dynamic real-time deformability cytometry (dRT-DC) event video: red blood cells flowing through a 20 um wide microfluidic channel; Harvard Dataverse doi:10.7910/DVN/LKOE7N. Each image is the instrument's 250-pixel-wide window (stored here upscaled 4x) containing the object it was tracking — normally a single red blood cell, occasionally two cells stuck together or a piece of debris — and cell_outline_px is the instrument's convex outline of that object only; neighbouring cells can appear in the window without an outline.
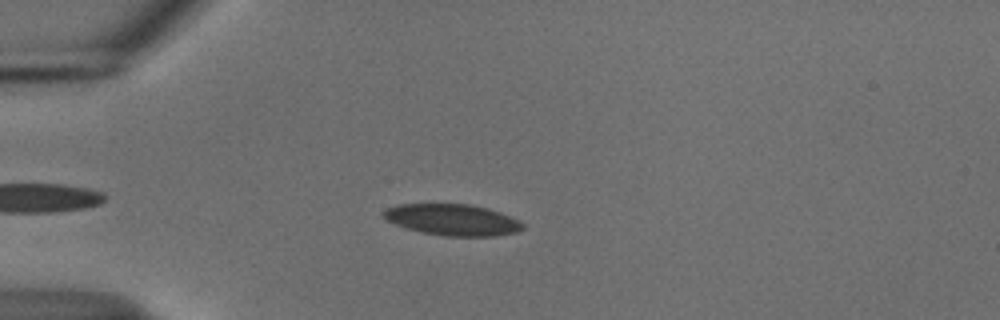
{"species": "common noctule bat (a hibernating species)", "species_latin": "Nyctalus noctula", "temperature_condition": "cold", "stored_images_in_passage": 43, "camera_frame_rate_fps": 3000, "um_per_image_px": 0.085, "animal": {"sex": "male", "body_mass_g": 18.8}, "frame": {"image": 1, "passage_image": 7, "time_ms": 2.0, "image_size_px": [1000, 320], "cell_outline_px": [[524, 228], [516, 232], [496, 236], [444, 236], [420, 232], [384, 220], [380, 212], [396, 204], [468, 204], [488, 208], [500, 212], [520, 220], [524, 224]], "centroid_in_image_um": [38.45, 18.68], "position_along_channel_um": 46.5, "area_um2": 25.61}}
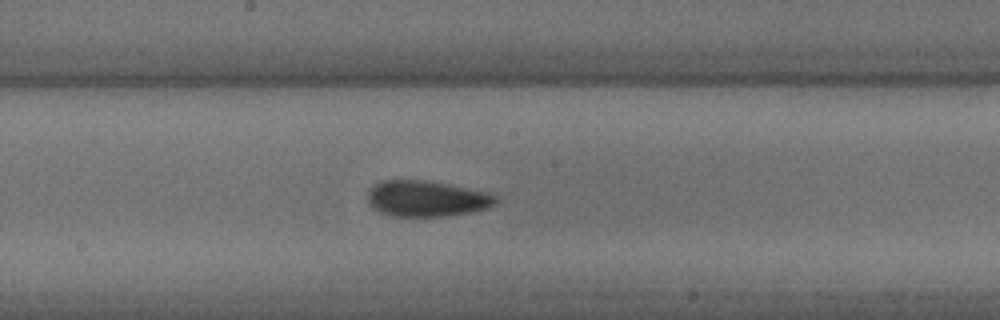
{"frame": {"image": 2, "passage_image": 22, "time_ms": 7.0, "image_size_px": [1000, 320], "cell_outline_px": [[496, 204], [488, 208], [468, 212], [444, 216], [388, 216], [372, 208], [368, 204], [368, 192], [376, 184], [384, 180], [428, 180], [488, 192], [496, 196]], "centroid_in_image_um": [36.24, 16.88], "position_along_channel_um": 212.0, "area_um2": 26.76}}
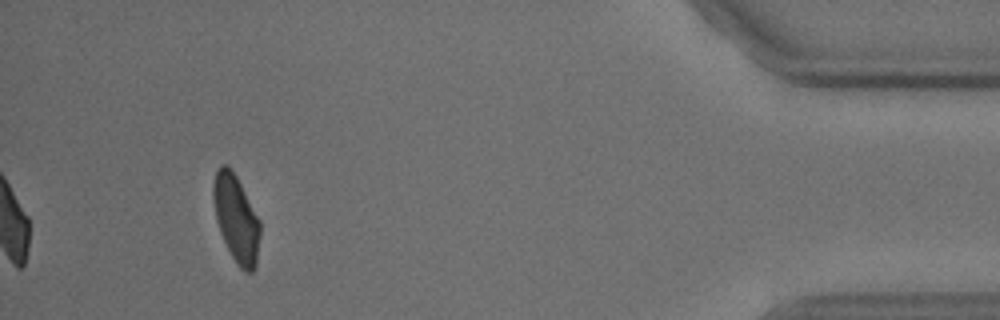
{"frame": {"image": 3, "passage_image": 43, "time_ms": 14.0, "image_size_px": [1000, 320], "cell_outline_px": [[260, 236], [256, 268], [252, 272], [244, 272], [236, 264], [220, 232], [216, 220], [212, 196], [212, 184], [216, 168], [220, 164], [228, 164], [236, 176], [260, 220]], "centroid_in_image_um": [20.06, 18.56], "position_along_channel_um": 415.1, "area_um2": 23.99}, "authors_computed_cell_mechanics": {"area_um2": 25.6054, "velocity_mm_per_s": 3.7379, "shape_relaxation_time_tau1_ms": 2.9118, "shape_relaxation_time_tau2_ms": 2.1508, "deformation_change_tau1": 0.1061, "deformation_change_tau2": 0.0596}}